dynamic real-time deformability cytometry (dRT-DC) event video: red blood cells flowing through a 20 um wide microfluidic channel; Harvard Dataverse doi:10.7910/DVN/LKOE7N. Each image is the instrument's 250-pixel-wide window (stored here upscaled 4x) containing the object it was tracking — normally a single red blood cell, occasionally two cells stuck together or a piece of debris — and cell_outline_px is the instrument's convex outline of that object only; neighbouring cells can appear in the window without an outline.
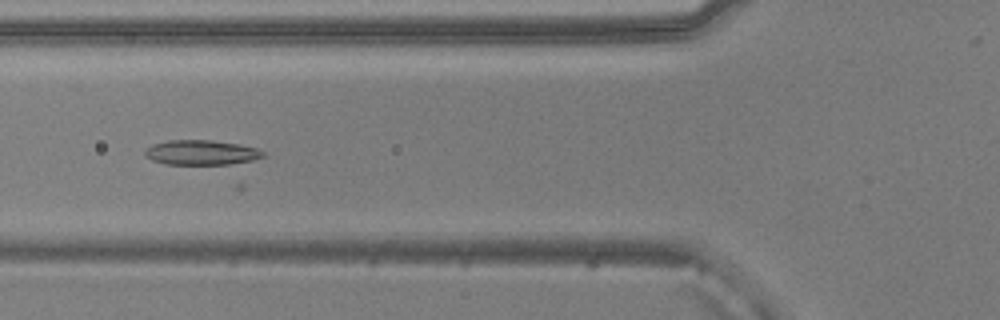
{"species": "common noctule bat (a hibernating species)", "species_latin": "Nyctalus noctula", "temperature_condition": "warm", "stored_images_in_passage": 18, "camera_frame_rate_fps": 3000, "um_per_image_px": 0.085, "animal": {"sex": "male", "body_mass_g": 20.5, "forearm_length_mm": 52.5}, "frame": {"image": 1, "passage_image": 9, "time_ms": 2.667, "image_size_px": [1000, 320], "cell_outline_px": [[268, 156], [252, 160], [228, 164], [164, 164], [152, 160], [144, 156], [144, 148], [152, 144], [168, 140], [212, 140], [240, 144], [256, 148], [264, 152]], "centroid_in_image_um": [17.09, 12.96], "position_along_channel_um": 108.7, "area_um2": 17.28}}
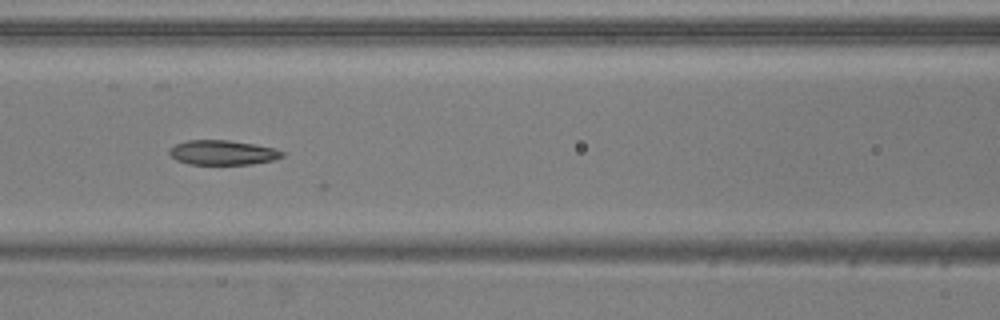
{"frame": {"image": 2, "passage_image": 12, "time_ms": 3.667, "image_size_px": [1000, 320], "cell_outline_px": [[284, 156], [272, 160], [252, 164], [188, 164], [176, 160], [168, 152], [168, 148], [176, 144], [188, 140], [228, 140], [252, 144], [272, 148], [284, 152]], "centroid_in_image_um": [18.88, 12.97], "position_along_channel_um": 147.7, "area_um2": 16.07}}
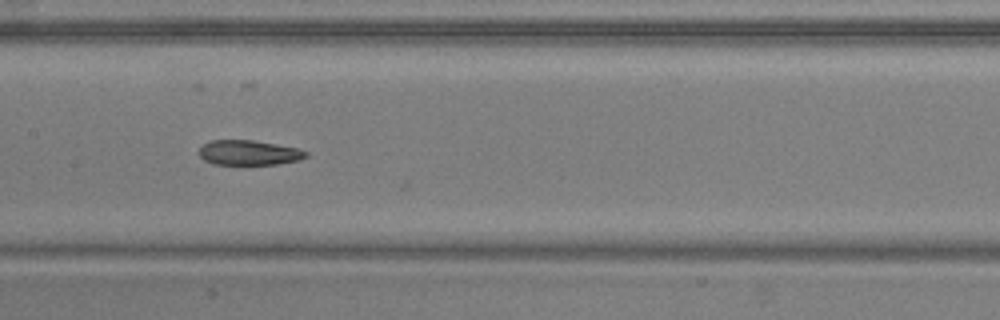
{"frame": {"image": 3, "passage_image": 15, "time_ms": 4.667, "image_size_px": [1000, 320], "cell_outline_px": [[308, 156], [300, 160], [276, 164], [212, 164], [204, 160], [196, 152], [204, 144], [212, 140], [252, 140], [276, 144], [296, 148], [308, 152]], "centroid_in_image_um": [21.13, 12.98], "position_along_channel_um": 186.3, "area_um2": 15.49}}